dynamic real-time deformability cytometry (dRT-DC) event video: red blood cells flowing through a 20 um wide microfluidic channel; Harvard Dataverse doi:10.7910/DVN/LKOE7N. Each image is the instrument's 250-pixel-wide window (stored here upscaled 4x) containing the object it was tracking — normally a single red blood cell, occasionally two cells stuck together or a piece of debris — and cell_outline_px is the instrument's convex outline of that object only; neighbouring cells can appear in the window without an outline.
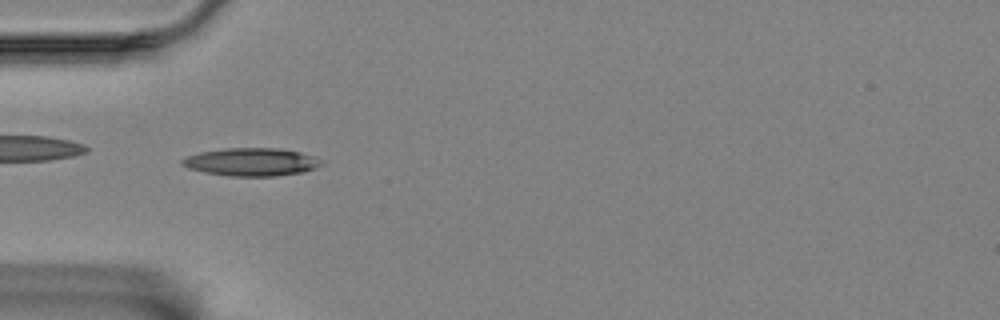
{"species": "Egyptian fruit bat (a non-hibernating species)", "species_latin": "Rousettus aegyptiacus", "temperature_condition": "room temperature", "stored_images_in_passage": 56, "camera_frame_rate_fps": 3000, "um_per_image_px": 0.085, "animal": {"sex": "female"}, "frame": {"image": 1, "passage_image": 17, "time_ms": 5.333, "image_size_px": [1000, 320], "cell_outline_px": [[324, 164], [316, 168], [304, 172], [276, 176], [232, 176], [204, 172], [188, 168], [180, 164], [180, 160], [188, 156], [200, 152], [224, 148], [280, 148], [300, 152], [324, 160]], "centroid_in_image_um": [21.4, 13.76], "position_along_channel_um": 63.6, "area_um2": 22.83}}
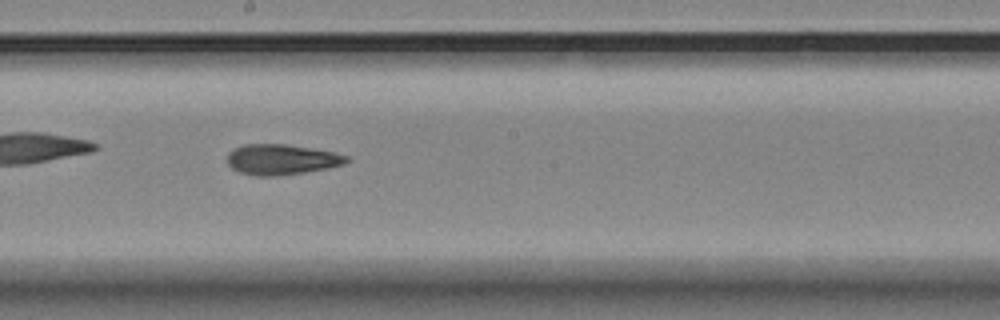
{"frame": {"image": 2, "passage_image": 31, "time_ms": 10.0, "image_size_px": [1000, 320], "cell_outline_px": [[348, 160], [344, 164], [328, 168], [304, 172], [276, 176], [256, 176], [240, 172], [232, 168], [228, 164], [228, 152], [232, 148], [244, 144], [288, 144], [332, 152], [348, 156]], "centroid_in_image_um": [23.89, 13.55], "position_along_channel_um": 224.3, "area_um2": 21.1}}
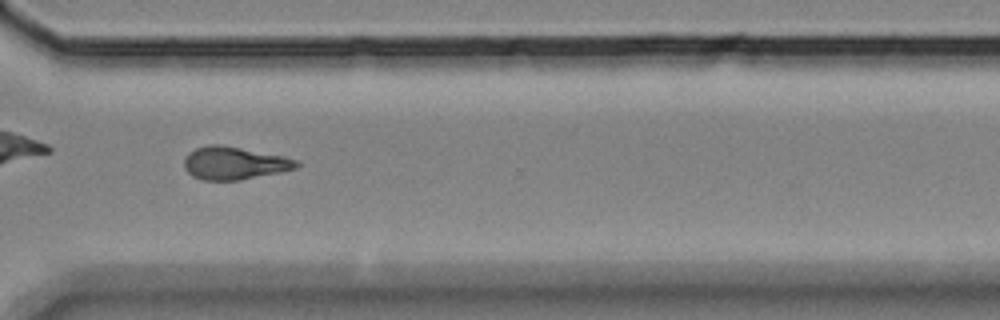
{"frame": {"image": 3, "passage_image": 42, "time_ms": 13.667, "image_size_px": [1000, 320], "cell_outline_px": [[300, 164], [296, 168], [240, 180], [204, 180], [192, 176], [184, 168], [184, 156], [188, 152], [196, 148], [208, 144], [220, 144], [284, 156], [300, 160]], "centroid_in_image_um": [19.89, 13.85], "position_along_channel_um": 350.7, "area_um2": 21.5}}